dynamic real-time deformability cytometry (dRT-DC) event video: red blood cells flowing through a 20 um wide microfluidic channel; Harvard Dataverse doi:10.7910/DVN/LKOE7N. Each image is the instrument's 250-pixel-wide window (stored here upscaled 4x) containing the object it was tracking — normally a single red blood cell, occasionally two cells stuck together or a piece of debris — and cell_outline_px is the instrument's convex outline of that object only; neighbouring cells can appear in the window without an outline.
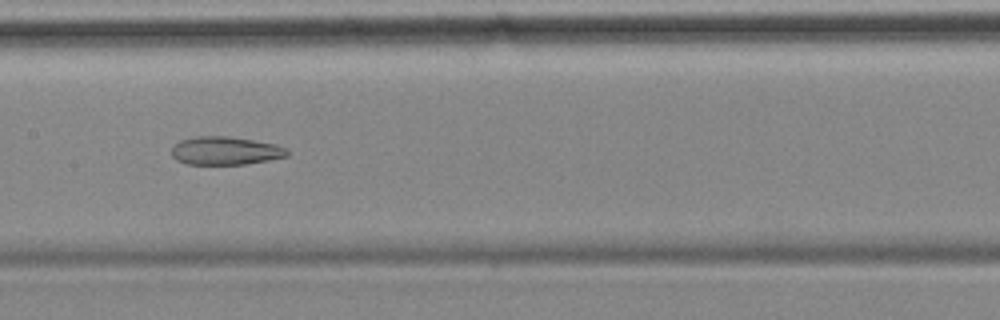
{"species": "common noctule bat (a hibernating species)", "species_latin": "Nyctalus noctula", "temperature_condition": "cold", "stored_images_in_passage": 56, "camera_frame_rate_fps": 3000, "um_per_image_px": 0.085, "animal": {"sex": "female", "body_mass_g": 18.4}, "frame": {"image": 1, "passage_image": 27, "time_ms": 8.667, "image_size_px": [1000, 320], "cell_outline_px": [[288, 156], [268, 160], [244, 164], [188, 164], [176, 160], [172, 156], [172, 148], [180, 140], [196, 136], [228, 136], [276, 144], [288, 148]], "centroid_in_image_um": [19.16, 12.81], "position_along_channel_um": 188.2, "area_um2": 18.96}}
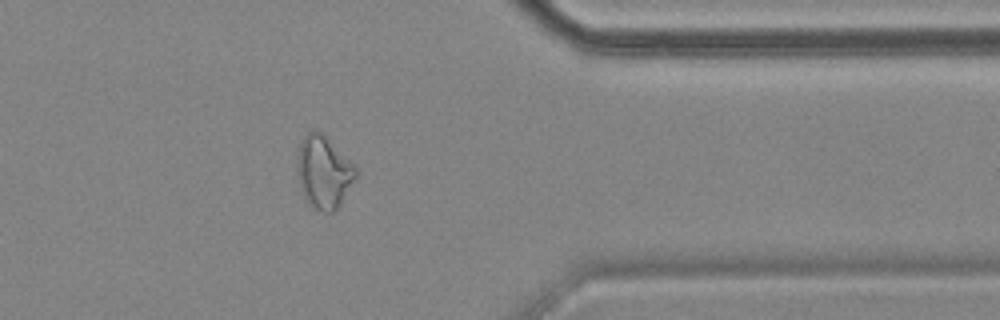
{"frame": {"image": 2, "passage_image": 45, "time_ms": 14.667, "image_size_px": [1000, 320], "cell_outline_px": [[356, 176], [340, 204], [332, 212], [324, 212], [312, 208], [304, 200], [300, 188], [296, 172], [296, 156], [300, 144], [304, 136], [312, 128], [320, 132], [356, 164]], "centroid_in_image_um": [27.47, 14.63], "position_along_channel_um": 383.9, "area_um2": 25.03}}
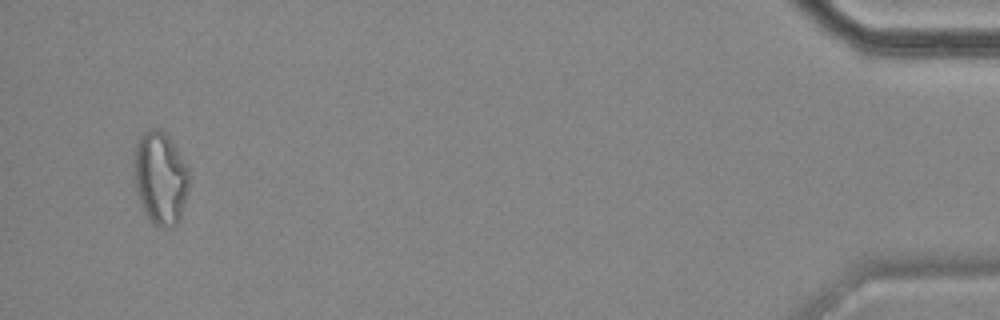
{"frame": {"image": 3, "passage_image": 54, "time_ms": 17.667, "image_size_px": [1000, 320], "cell_outline_px": [[188, 188], [180, 220], [176, 224], [164, 228], [148, 220], [140, 200], [136, 184], [132, 164], [136, 144], [140, 136], [144, 132], [152, 128], [156, 128], [164, 132], [168, 136], [188, 168]], "centroid_in_image_um": [13.62, 15.12], "position_along_channel_um": 421.6, "area_um2": 29.48}, "authors_computed_cell_mechanics": {"area_um2": 25.5187, "velocity_mm_per_s": 3.5004, "shape_relaxation_time_tau1_ms": null, "shape_relaxation_time_tau2_ms": 5.7787, "deformation_change_tau1": null, "deformation_change_tau2": 0.1528}}